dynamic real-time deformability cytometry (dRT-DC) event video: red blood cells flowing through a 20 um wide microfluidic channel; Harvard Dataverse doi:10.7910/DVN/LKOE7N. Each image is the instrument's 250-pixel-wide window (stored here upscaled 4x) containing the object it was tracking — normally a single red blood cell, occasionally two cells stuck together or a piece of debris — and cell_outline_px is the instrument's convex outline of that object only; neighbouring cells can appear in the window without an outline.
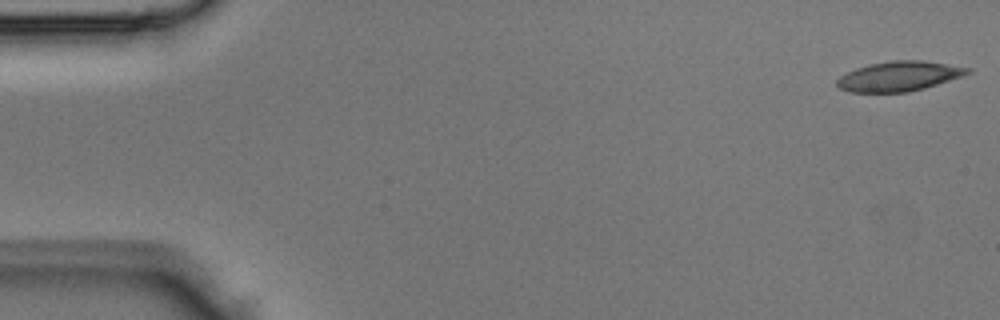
{"species": "Egyptian fruit bat (a non-hibernating species)", "species_latin": "Rousettus aegyptiacus", "temperature_condition": "room temperature", "stored_images_in_passage": 4, "segment_of_instrument_passage": [2, 2], "camera_frame_rate_fps": 3000, "um_per_image_px": 0.085, "animal": {"sex": "male"}, "frame": {"image": 1, "passage_image": 4, "time_ms": 1.0, "image_size_px": [1000, 320], "cell_outline_px": [[972, 72], [964, 76], [924, 88], [908, 92], [852, 92], [840, 88], [836, 84], [836, 80], [840, 76], [856, 68], [868, 64], [892, 60], [920, 60], [972, 68]], "centroid_in_image_um": [76.44, 6.47], "position_along_channel_um": 8.6, "area_um2": 22.66}}